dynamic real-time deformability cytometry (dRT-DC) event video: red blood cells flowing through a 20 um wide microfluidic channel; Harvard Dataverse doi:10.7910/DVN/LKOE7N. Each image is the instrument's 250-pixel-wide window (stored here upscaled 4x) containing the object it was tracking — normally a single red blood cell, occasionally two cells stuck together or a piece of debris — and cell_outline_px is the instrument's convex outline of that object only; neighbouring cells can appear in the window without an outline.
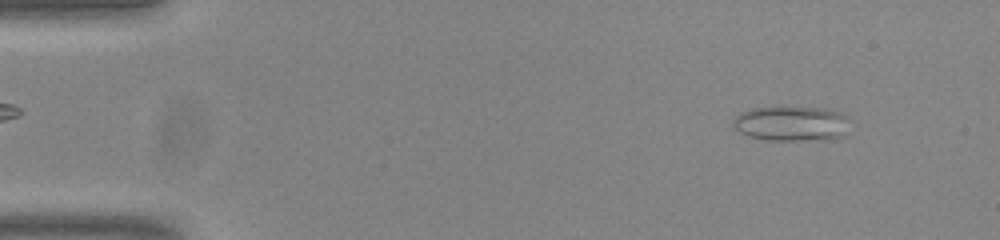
{"species": "common noctule bat (a hibernating species)", "species_latin": "Nyctalus noctula", "temperature_condition": "room temperature", "stored_images_in_passage": 53, "camera_frame_rate_fps": 3000, "um_per_image_px": 0.085, "animal": {"sex": "male", "body_mass_g": 20.0, "forearm_length_mm": 53.3}, "frame": {"image": 1, "passage_image": 5, "time_ms": 1.333, "image_size_px": [1000, 240], "cell_outline_px": [[852, 120], [848, 132], [844, 136], [836, 140], [768, 140], [748, 136], [740, 132], [732, 124], [732, 120], [740, 112], [748, 108], [780, 104], [824, 108], [840, 112], [848, 116]], "centroid_in_image_um": [67.34, 10.46], "position_along_channel_um": 17.7, "area_um2": 25.37}}
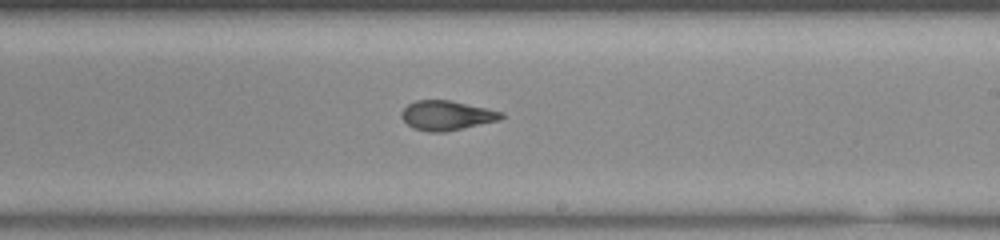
{"frame": {"image": 2, "passage_image": 31, "time_ms": 10.0, "image_size_px": [1000, 240], "cell_outline_px": [[504, 116], [500, 120], [444, 132], [428, 132], [412, 128], [400, 116], [400, 112], [408, 104], [416, 100], [452, 100], [488, 108], [504, 112]], "centroid_in_image_um": [37.97, 9.8], "position_along_channel_um": 251.0, "area_um2": 17.34}}
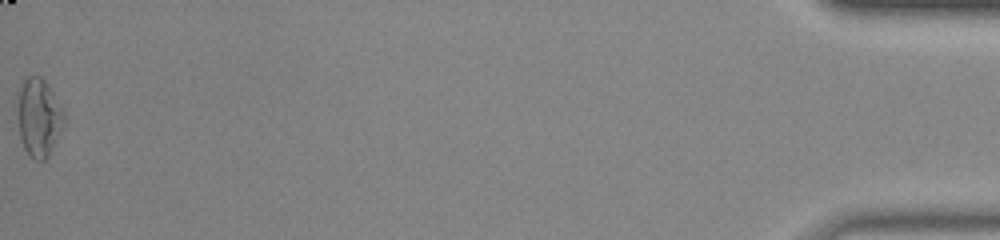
{"frame": {"image": 3, "passage_image": 53, "time_ms": 17.333, "image_size_px": [1000, 240], "cell_outline_px": [[68, 116], [48, 156], [44, 160], [36, 160], [24, 148], [20, 136], [20, 88], [24, 80], [28, 76], [40, 76], [48, 84], [64, 108]], "centroid_in_image_um": [3.38, 9.96], "position_along_channel_um": 431.8, "area_um2": 20.69}, "authors_computed_cell_mechanics": {"area_um2": 18.4382, "velocity_mm_per_s": 3.835, "shape_relaxation_time_tau1_ms": null, "shape_relaxation_time_tau2_ms": 1.5239, "deformation_change_tau1": null, "deformation_change_tau2": 0.0881}}